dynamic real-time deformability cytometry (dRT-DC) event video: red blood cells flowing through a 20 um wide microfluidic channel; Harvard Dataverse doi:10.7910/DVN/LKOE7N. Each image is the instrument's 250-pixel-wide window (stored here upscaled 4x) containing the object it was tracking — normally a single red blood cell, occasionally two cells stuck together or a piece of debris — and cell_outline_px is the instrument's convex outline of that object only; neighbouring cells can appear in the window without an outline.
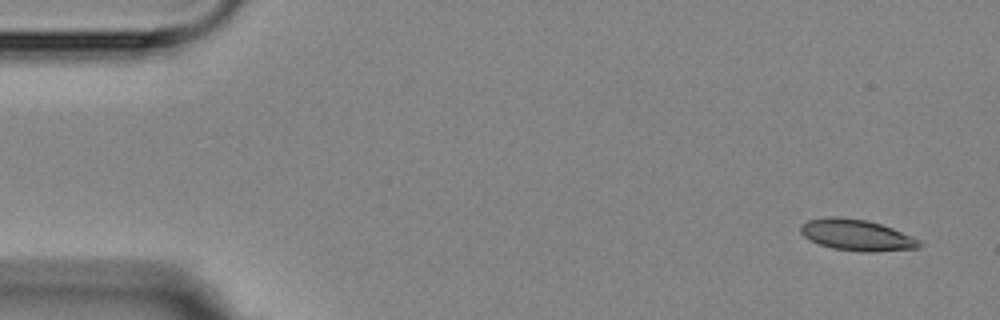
{"species": "Egyptian fruit bat (a non-hibernating species)", "species_latin": "Rousettus aegyptiacus", "temperature_condition": "room temperature", "stored_images_in_passage": 4, "camera_frame_rate_fps": 3000, "um_per_image_px": 0.085, "animal": {"sex": "female"}, "frame": {"image": 1, "passage_image": 1, "time_ms": 0.0, "image_size_px": [1000, 320], "cell_outline_px": [[920, 248], [872, 252], [864, 252], [832, 248], [820, 244], [804, 236], [800, 232], [800, 224], [808, 220], [828, 216], [836, 216], [868, 220], [892, 228], [920, 240]], "centroid_in_image_um": [72.8, 19.97], "position_along_channel_um": 12.2, "area_um2": 21.5}}
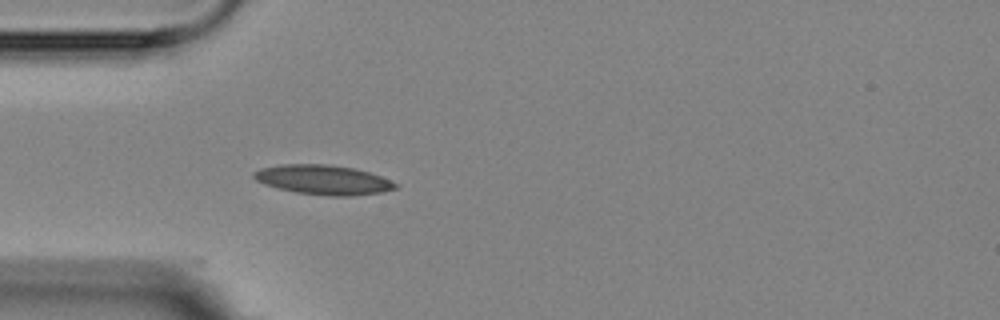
{"frame": {"image": 2, "passage_image": 4, "time_ms": 4.333, "image_size_px": [1000, 320], "cell_outline_px": [[400, 184], [396, 188], [380, 192], [352, 196], [332, 196], [296, 192], [264, 184], [256, 180], [252, 176], [252, 172], [260, 168], [284, 164], [324, 164], [356, 168], [380, 176]], "centroid_in_image_um": [27.47, 15.27], "position_along_channel_um": 57.5, "area_um2": 24.28}}